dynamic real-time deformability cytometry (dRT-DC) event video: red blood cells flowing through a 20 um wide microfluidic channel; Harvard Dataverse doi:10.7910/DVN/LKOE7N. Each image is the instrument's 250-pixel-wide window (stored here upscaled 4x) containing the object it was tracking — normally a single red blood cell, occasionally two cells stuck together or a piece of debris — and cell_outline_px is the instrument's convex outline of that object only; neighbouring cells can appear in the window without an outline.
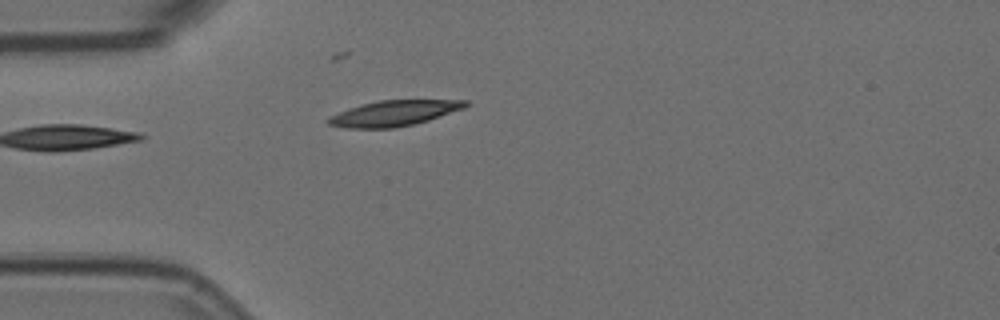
{"species": "Egyptian fruit bat (a non-hibernating species)", "species_latin": "Rousettus aegyptiacus", "temperature_condition": "room temperature", "stored_images_in_passage": 4, "camera_frame_rate_fps": 3000, "um_per_image_px": 0.085, "animal": {"sex": "female"}, "frame": {"image": 1, "passage_image": 4, "time_ms": 1.0, "image_size_px": [1000, 320], "cell_outline_px": [[468, 104], [464, 108], [428, 120], [412, 124], [392, 128], [348, 128], [328, 124], [324, 120], [340, 112], [364, 104], [380, 100], [468, 100]], "centroid_in_image_um": [33.5, 9.62], "position_along_channel_um": 51.5, "area_um2": 19.94}}